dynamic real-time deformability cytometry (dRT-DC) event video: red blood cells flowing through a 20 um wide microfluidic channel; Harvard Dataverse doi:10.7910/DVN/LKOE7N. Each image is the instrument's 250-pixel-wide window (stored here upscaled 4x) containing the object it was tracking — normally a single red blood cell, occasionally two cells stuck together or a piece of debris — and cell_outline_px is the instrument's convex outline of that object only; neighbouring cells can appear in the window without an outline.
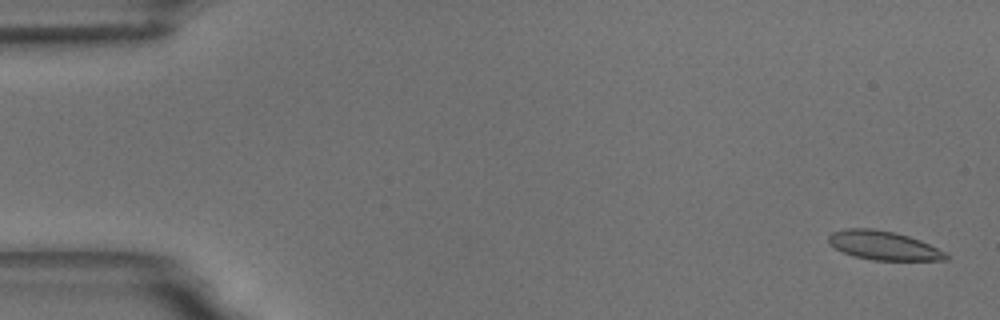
{"species": "common noctule bat (a hibernating species)", "species_latin": "Nyctalus noctula", "temperature_condition": "room temperature", "stored_images_in_passage": 56, "camera_frame_rate_fps": 3000, "um_per_image_px": 0.085, "animal": {"sex": "male", "body_mass_g": 18.8}, "frame": {"image": 1, "passage_image": 2, "time_ms": 0.333, "image_size_px": [1000, 320], "cell_outline_px": [[948, 260], [872, 260], [856, 256], [844, 252], [836, 248], [828, 240], [828, 236], [832, 232], [844, 228], [872, 228], [896, 232], [920, 240], [948, 252]], "centroid_in_image_um": [75.14, 20.85], "position_along_channel_um": 9.9, "area_um2": 19.77}}
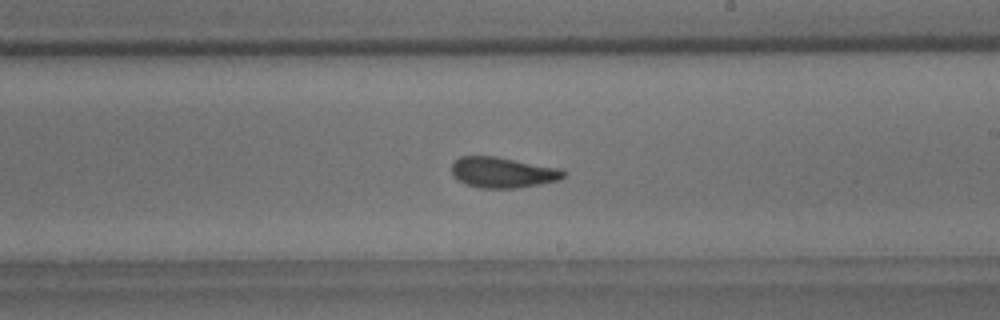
{"frame": {"image": 2, "passage_image": 33, "time_ms": 10.667, "image_size_px": [1000, 320], "cell_outline_px": [[564, 176], [560, 180], [520, 188], [480, 188], [468, 184], [452, 176], [452, 164], [460, 156], [496, 156], [560, 168], [564, 172]], "centroid_in_image_um": [42.74, 14.65], "position_along_channel_um": 246.3, "area_um2": 19.94}}
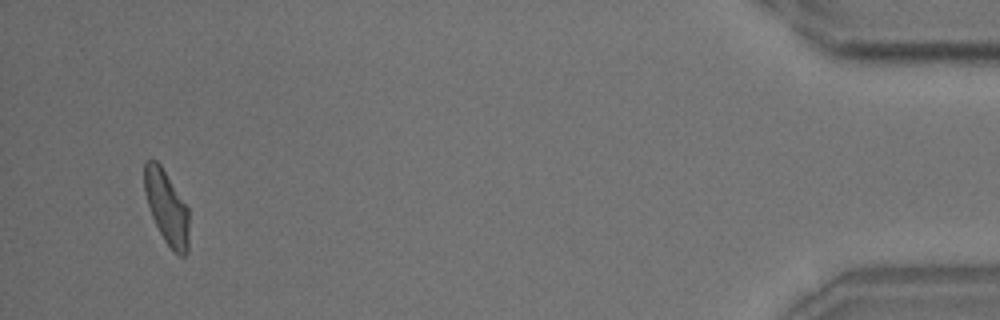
{"frame": {"image": 3, "passage_image": 54, "time_ms": 17.667, "image_size_px": [1000, 320], "cell_outline_px": [[188, 252], [184, 256], [180, 256], [164, 240], [152, 216], [148, 204], [144, 188], [144, 160], [156, 160], [160, 164], [188, 208]], "centroid_in_image_um": [14.16, 17.61], "position_along_channel_um": 421.0, "area_um2": 18.73}, "authors_computed_cell_mechanics": {"area_um2": 19.941, "velocity_mm_per_s": 3.6102, "shape_relaxation_time_tau1_ms": 4.8458, "shape_relaxation_time_tau2_ms": 0.8175, "deformation_change_tau1": 0.1435, "deformation_change_tau2": 0.0738}}